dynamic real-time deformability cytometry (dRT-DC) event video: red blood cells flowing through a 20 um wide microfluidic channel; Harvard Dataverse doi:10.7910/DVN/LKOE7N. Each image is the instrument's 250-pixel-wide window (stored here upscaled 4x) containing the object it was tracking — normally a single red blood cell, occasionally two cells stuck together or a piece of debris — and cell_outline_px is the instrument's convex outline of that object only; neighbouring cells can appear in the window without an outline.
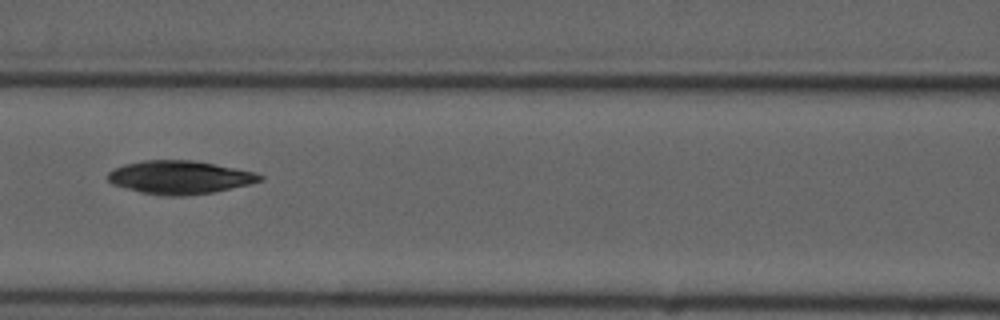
{"species": "common noctule bat (a hibernating species)", "species_latin": "Nyctalus noctula", "temperature_condition": "cold", "stored_images_in_passage": 9, "camera_frame_rate_fps": 3000, "um_per_image_px": 0.085, "animal": {"sex": "male", "forearm_length_mm": 52.5}, "frame": {"image": 1, "passage_image": 6, "time_ms": 7.0, "image_size_px": [1000, 320], "cell_outline_px": [[264, 180], [248, 184], [212, 192], [184, 196], [164, 196], [140, 192], [124, 188], [112, 184], [108, 180], [108, 172], [124, 164], [144, 160], [192, 160], [216, 164], [256, 172], [264, 176]], "centroid_in_image_um": [15.27, 15.07], "position_along_channel_um": 151.3, "area_um2": 29.48}}
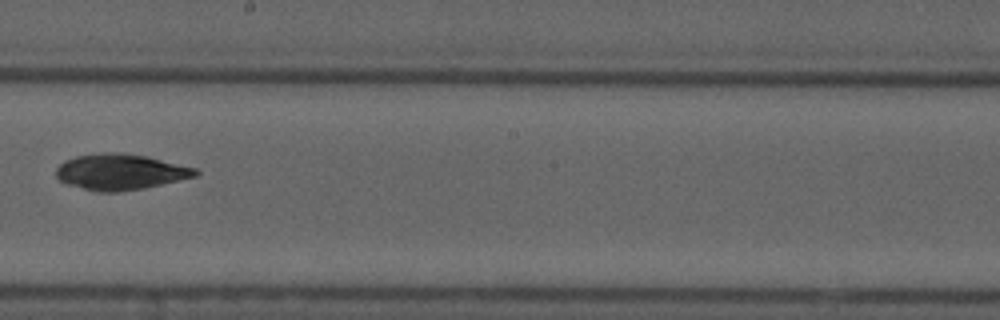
{"frame": {"image": 2, "passage_image": 8, "time_ms": 9.333, "image_size_px": [1000, 320], "cell_outline_px": [[200, 172], [196, 176], [160, 184], [140, 188], [116, 192], [96, 192], [68, 184], [60, 180], [56, 176], [56, 168], [64, 160], [76, 156], [104, 152], [116, 152], [148, 156], [196, 168]], "centroid_in_image_um": [10.21, 14.6], "position_along_channel_um": 238.0, "area_um2": 28.9}}
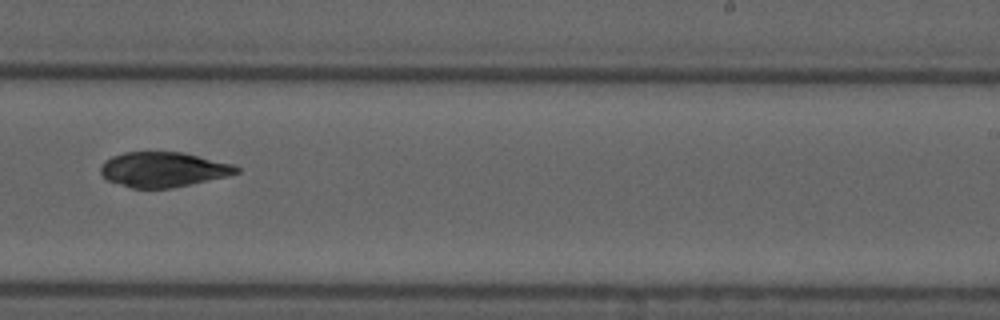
{"frame": {"image": 3, "passage_image": 9, "time_ms": 10.333, "image_size_px": [1000, 320], "cell_outline_px": [[240, 172], [228, 176], [172, 188], [132, 188], [108, 180], [100, 172], [100, 168], [104, 160], [112, 156], [124, 152], [184, 152], [236, 164], [240, 168]], "centroid_in_image_um": [13.92, 14.4], "position_along_channel_um": 275.1, "area_um2": 27.86}}